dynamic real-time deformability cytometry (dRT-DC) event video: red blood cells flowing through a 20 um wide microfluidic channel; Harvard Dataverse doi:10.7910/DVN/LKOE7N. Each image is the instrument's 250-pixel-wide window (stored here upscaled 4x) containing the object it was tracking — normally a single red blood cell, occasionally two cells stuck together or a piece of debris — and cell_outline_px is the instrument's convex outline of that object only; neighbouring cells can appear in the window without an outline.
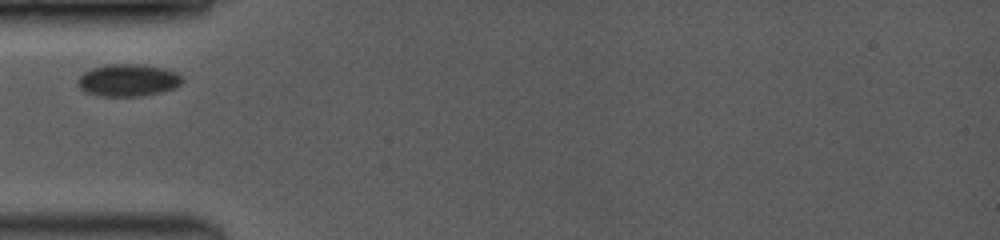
{"species": "common noctule bat (a hibernating species)", "species_latin": "Nyctalus noctula", "temperature_condition": "room temperature", "stored_images_in_passage": 3, "camera_frame_rate_fps": 3500, "um_per_image_px": 0.085, "animal": {"sex": "female", "body_mass_g": 19.0, "forearm_length_mm": 53.3}, "frame": {"image": 1, "passage_image": 2, "time_ms": 1.143, "image_size_px": [1000, 240], "cell_outline_px": [[184, 80], [176, 88], [160, 92], [140, 96], [100, 96], [88, 92], [80, 88], [76, 84], [76, 80], [84, 72], [92, 68], [108, 64], [140, 64], [164, 68], [176, 72]], "centroid_in_image_um": [10.88, 6.81], "position_along_channel_um": 74.1, "area_um2": 19.65}}
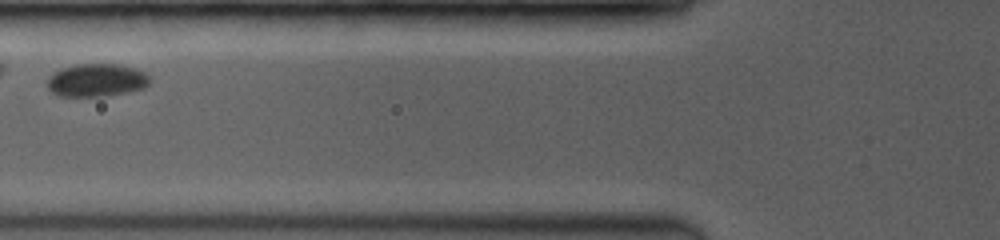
{"frame": {"image": 2, "passage_image": 3, "time_ms": 2.286, "image_size_px": [1000, 240], "cell_outline_px": [[152, 80], [144, 88], [104, 96], [56, 96], [48, 88], [48, 76], [52, 72], [60, 68], [76, 64], [116, 64], [136, 68], [144, 72]], "centroid_in_image_um": [8.17, 6.81], "position_along_channel_um": 117.6, "area_um2": 19.77}}